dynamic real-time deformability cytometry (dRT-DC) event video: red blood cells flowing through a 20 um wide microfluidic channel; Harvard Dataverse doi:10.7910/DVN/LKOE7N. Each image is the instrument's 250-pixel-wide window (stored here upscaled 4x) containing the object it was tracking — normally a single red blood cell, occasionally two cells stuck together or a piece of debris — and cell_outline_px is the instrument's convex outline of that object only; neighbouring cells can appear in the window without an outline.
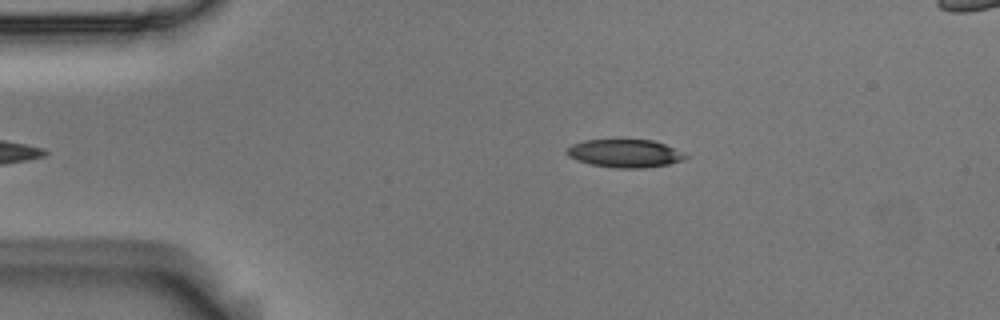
{"species": "Egyptian fruit bat (a non-hibernating species)", "species_latin": "Rousettus aegyptiacus", "temperature_condition": "room temperature", "stored_images_in_passage": 39, "camera_frame_rate_fps": 3000, "um_per_image_px": 0.085, "animal": {"sex": "male"}, "frame": {"image": 1, "passage_image": 2, "time_ms": 0.333, "image_size_px": [1000, 320], "cell_outline_px": [[688, 156], [684, 160], [668, 164], [644, 168], [616, 168], [588, 164], [576, 160], [568, 156], [564, 152], [572, 144], [584, 140], [652, 140], [664, 144]], "centroid_in_image_um": [53.06, 13.05], "position_along_channel_um": 31.9, "area_um2": 19.31}}
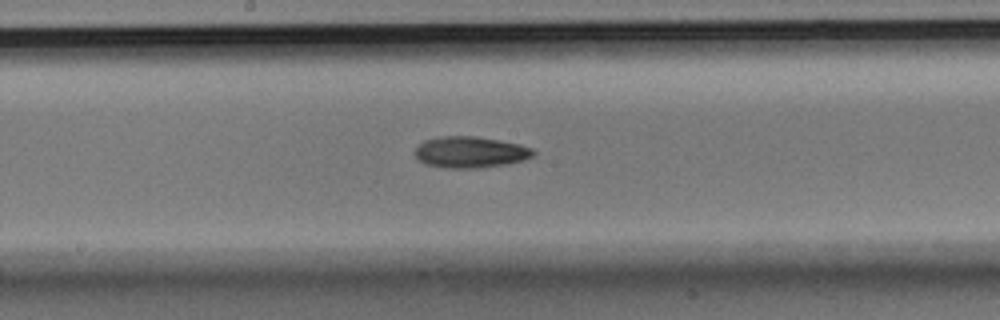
{"frame": {"image": 2, "passage_image": 20, "time_ms": 6.333, "image_size_px": [1000, 320], "cell_outline_px": [[536, 152], [532, 156], [524, 160], [504, 164], [476, 168], [444, 168], [424, 164], [416, 156], [416, 148], [424, 140], [440, 136], [476, 136], [500, 140], [520, 144], [532, 148]], "centroid_in_image_um": [39.98, 12.93], "position_along_channel_um": 208.2, "area_um2": 21.56}}
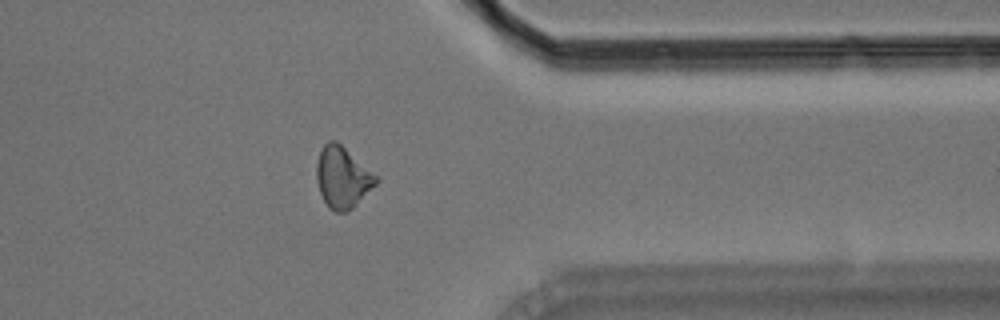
{"frame": {"image": 3, "passage_image": 35, "time_ms": 11.333, "image_size_px": [1000, 320], "cell_outline_px": [[380, 180], [352, 208], [344, 212], [336, 212], [328, 208], [320, 192], [316, 180], [316, 164], [320, 152], [324, 144], [328, 140], [336, 140], [380, 176]], "centroid_in_image_um": [29.13, 15.05], "position_along_channel_um": 382.3, "area_um2": 21.44}, "authors_computed_cell_mechanics": {"area_um2": 20.5768, "velocity_mm_per_s": 3.6758, "shape_relaxation_time_tau1_ms": 4.9797, "shape_relaxation_time_tau2_ms": null, "deformation_change_tau1": 0.1566, "deformation_change_tau2": null}}